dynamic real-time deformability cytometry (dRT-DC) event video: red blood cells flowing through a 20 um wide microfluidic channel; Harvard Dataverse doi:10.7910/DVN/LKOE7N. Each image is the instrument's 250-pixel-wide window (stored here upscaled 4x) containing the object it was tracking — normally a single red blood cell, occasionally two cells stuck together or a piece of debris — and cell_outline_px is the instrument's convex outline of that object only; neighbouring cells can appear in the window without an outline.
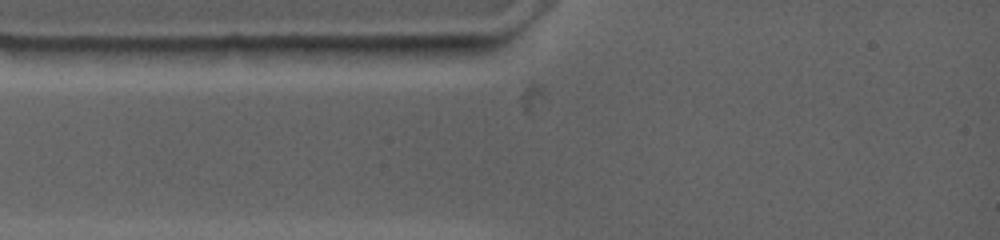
{"species": "common noctule bat (a hibernating species)", "species_latin": "Nyctalus noctula", "temperature_condition": "warm", "stored_images_in_passage": 2, "camera_frame_rate_fps": 4500, "um_per_image_px": 0.085, "animal": {"sex": "female", "body_mass_g": 19.0, "forearm_length_mm": 53.3}, "frame": {"image": 1, "passage_image": 2, "time_ms": 0.444, "image_size_px": [1000, 240], "cell_outline_px": [[492, 44], [488, 52], [376, 64], [356, 48], [416, 44]], "centroid_in_image_um": [35.71, 4.4], "position_along_channel_um": 49.3, "area_um2": 12.31}}